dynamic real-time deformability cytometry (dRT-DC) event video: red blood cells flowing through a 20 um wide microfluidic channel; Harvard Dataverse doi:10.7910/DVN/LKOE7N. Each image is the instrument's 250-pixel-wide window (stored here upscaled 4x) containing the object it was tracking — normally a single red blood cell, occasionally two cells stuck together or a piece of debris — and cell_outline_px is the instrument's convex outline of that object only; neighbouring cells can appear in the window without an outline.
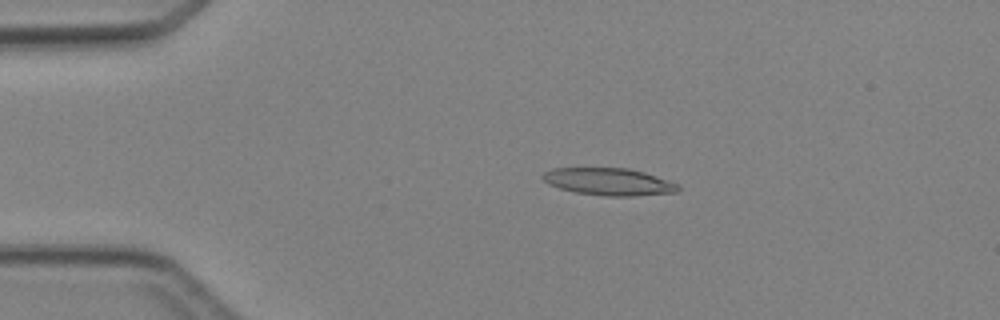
{"species": "Egyptian fruit bat (a non-hibernating species)", "species_latin": "Rousettus aegyptiacus", "temperature_condition": "cold", "stored_images_in_passage": 3, "camera_frame_rate_fps": 3000, "um_per_image_px": 0.085, "animal": {"sex": "female"}, "frame": {"image": 1, "passage_image": 2, "time_ms": 2.0, "image_size_px": [1000, 320], "cell_outline_px": [[680, 188], [676, 192], [632, 196], [604, 196], [576, 192], [560, 188], [548, 184], [540, 176], [544, 172], [552, 168], [628, 168], [644, 172], [680, 184]], "centroid_in_image_um": [51.74, 15.44], "position_along_channel_um": 33.3, "area_um2": 21.5}}